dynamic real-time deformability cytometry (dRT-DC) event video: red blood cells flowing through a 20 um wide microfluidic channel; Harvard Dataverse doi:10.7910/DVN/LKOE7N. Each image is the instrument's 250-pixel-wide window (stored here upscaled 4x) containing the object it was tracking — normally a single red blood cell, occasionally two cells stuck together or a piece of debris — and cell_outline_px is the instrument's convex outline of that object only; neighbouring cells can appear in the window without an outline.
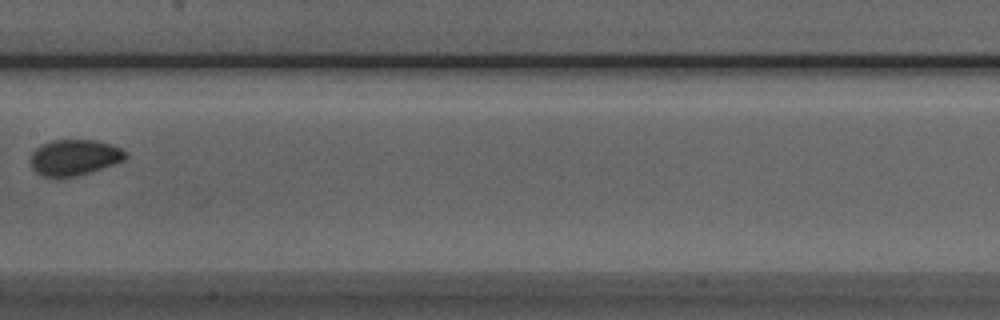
{"species": "Egyptian fruit bat (a non-hibernating species)", "species_latin": "Rousettus aegyptiacus", "temperature_condition": "room temperature", "stored_images_in_passage": 8, "camera_frame_rate_fps": 3000, "um_per_image_px": 0.085, "animal": {"sex": "male"}, "frame": {"image": 1, "passage_image": 7, "time_ms": 7.0, "image_size_px": [1000, 320], "cell_outline_px": [[128, 156], [124, 160], [76, 176], [40, 176], [32, 168], [28, 160], [32, 152], [36, 148], [52, 140], [96, 140], [112, 144], [128, 152]], "centroid_in_image_um": [6.3, 13.36], "position_along_channel_um": 201.1, "area_um2": 19.77}}
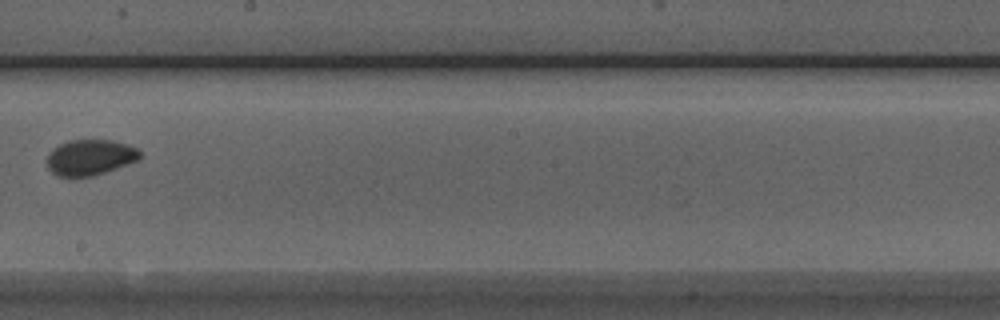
{"frame": {"image": 2, "passage_image": 8, "time_ms": 8.0, "image_size_px": [1000, 320], "cell_outline_px": [[140, 160], [92, 176], [56, 176], [48, 168], [48, 156], [52, 148], [68, 140], [112, 140], [128, 144], [136, 148], [140, 152]], "centroid_in_image_um": [7.66, 13.36], "position_along_channel_um": 240.5, "area_um2": 19.25}}